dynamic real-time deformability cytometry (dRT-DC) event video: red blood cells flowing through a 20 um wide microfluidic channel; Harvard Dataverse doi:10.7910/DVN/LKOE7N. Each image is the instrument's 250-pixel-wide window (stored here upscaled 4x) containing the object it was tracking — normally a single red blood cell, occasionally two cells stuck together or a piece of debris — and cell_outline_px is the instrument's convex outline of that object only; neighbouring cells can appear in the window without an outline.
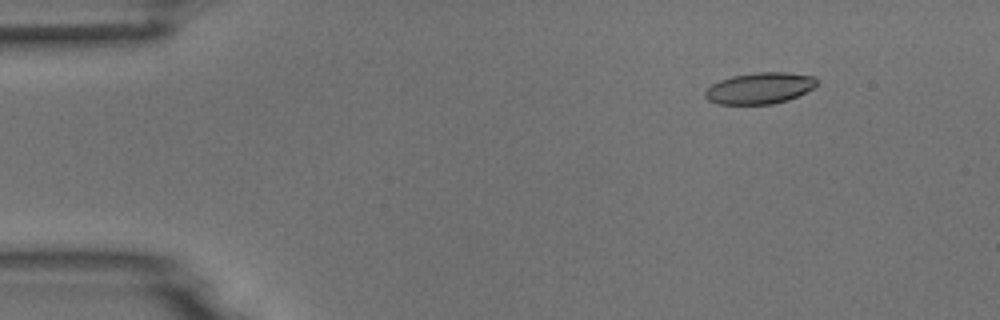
{"species": "common noctule bat (a hibernating species)", "species_latin": "Nyctalus noctula", "temperature_condition": "room temperature", "stored_images_in_passage": 7, "camera_frame_rate_fps": 3000, "um_per_image_px": 0.085, "animal": {"sex": "male", "body_mass_g": 18.8}, "frame": {"image": 1, "passage_image": 2, "time_ms": 1.333, "image_size_px": [1000, 320], "cell_outline_px": [[816, 88], [788, 100], [772, 104], [720, 104], [708, 100], [704, 96], [704, 92], [712, 84], [720, 80], [732, 76], [756, 72], [784, 72], [812, 76], [816, 80]], "centroid_in_image_um": [64.58, 7.5], "position_along_channel_um": 20.4, "area_um2": 20.35}}
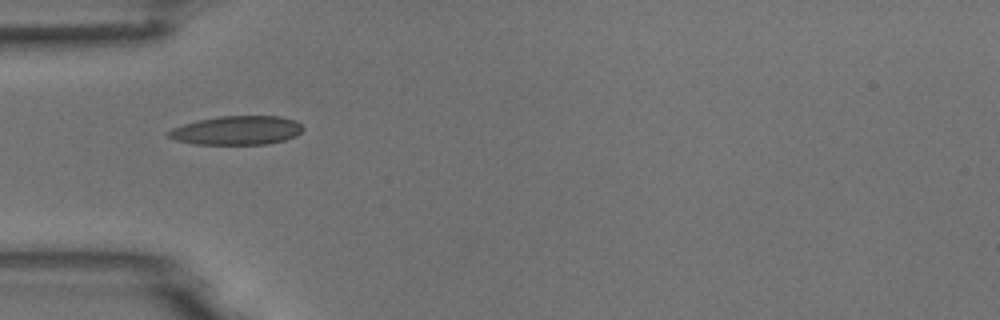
{"frame": {"image": 2, "passage_image": 5, "time_ms": 4.667, "image_size_px": [1000, 320], "cell_outline_px": [[304, 128], [296, 136], [284, 140], [268, 144], [196, 144], [176, 140], [168, 136], [168, 132], [172, 128], [184, 124], [200, 120], [220, 116], [280, 116], [296, 120]], "centroid_in_image_um": [20.17, 11.08], "position_along_channel_um": 64.8, "area_um2": 22.48}}